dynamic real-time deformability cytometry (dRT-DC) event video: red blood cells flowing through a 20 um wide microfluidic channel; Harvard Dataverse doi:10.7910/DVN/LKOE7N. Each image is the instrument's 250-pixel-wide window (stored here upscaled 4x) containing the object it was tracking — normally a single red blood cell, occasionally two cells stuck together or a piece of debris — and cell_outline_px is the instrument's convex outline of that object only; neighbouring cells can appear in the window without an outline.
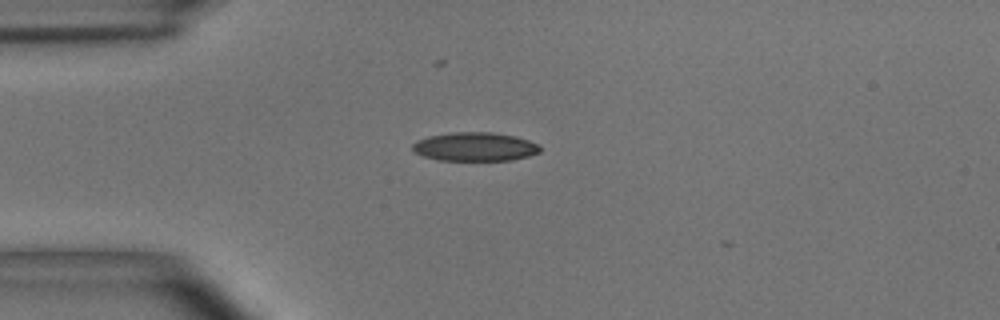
{"species": "common noctule bat (a hibernating species)", "species_latin": "Nyctalus noctula", "temperature_condition": "room temperature", "stored_images_in_passage": 4, "camera_frame_rate_fps": 3000, "um_per_image_px": 0.085, "animal": {"sex": "male", "body_mass_g": 15.6}, "frame": {"image": 1, "passage_image": 1, "time_ms": 0.0, "image_size_px": [1000, 320], "cell_outline_px": [[540, 152], [528, 156], [512, 160], [440, 160], [424, 156], [416, 152], [412, 148], [412, 144], [416, 140], [428, 136], [452, 132], [492, 132], [516, 136], [528, 140], [536, 144], [540, 148]], "centroid_in_image_um": [40.36, 12.46], "position_along_channel_um": 44.6, "area_um2": 21.27}}